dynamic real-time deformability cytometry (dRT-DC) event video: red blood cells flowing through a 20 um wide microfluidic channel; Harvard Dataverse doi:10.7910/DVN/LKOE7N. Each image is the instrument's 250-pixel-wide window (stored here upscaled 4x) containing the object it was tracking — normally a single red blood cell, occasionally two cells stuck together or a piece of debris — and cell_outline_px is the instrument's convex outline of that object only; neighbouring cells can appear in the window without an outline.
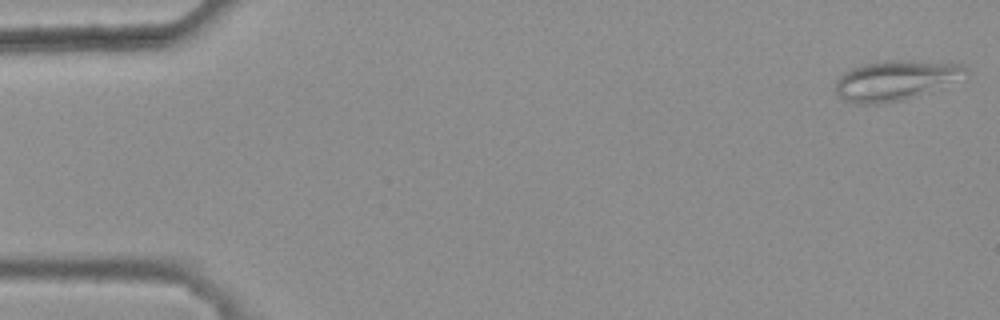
{"species": "common noctule bat (a hibernating species)", "species_latin": "Nyctalus noctula", "temperature_condition": "warm", "stored_images_in_passage": 35, "camera_frame_rate_fps": 3000, "um_per_image_px": 0.085, "animal": {"sex": "female", "body_mass_g": 25.1}, "frame": {"image": 1, "passage_image": 1, "time_ms": 0.0, "image_size_px": [1000, 320], "cell_outline_px": [[968, 76], [916, 96], [904, 100], [888, 104], [856, 104], [844, 100], [836, 92], [836, 80], [844, 72], [852, 68], [876, 60], [912, 60], [964, 64], [968, 68]], "centroid_in_image_um": [76.13, 6.82], "position_along_channel_um": 8.9, "area_um2": 30.69}}
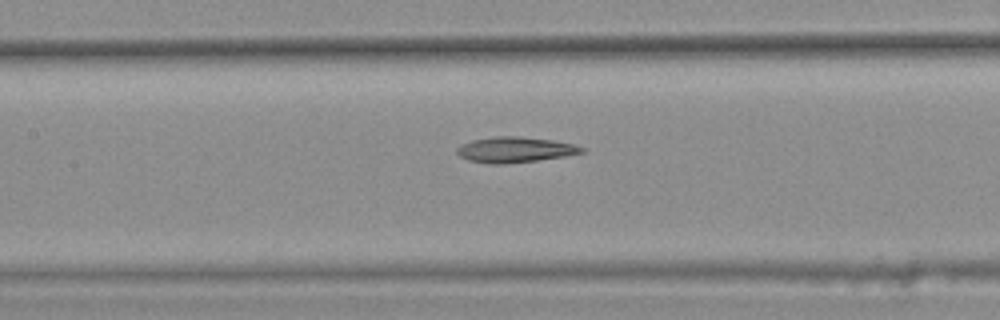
{"frame": {"image": 2, "passage_image": 24, "time_ms": 7.667, "image_size_px": [1000, 320], "cell_outline_px": [[584, 152], [564, 156], [536, 160], [500, 164], [488, 164], [468, 160], [460, 156], [456, 152], [456, 148], [460, 144], [472, 140], [492, 136], [520, 136], [552, 140], [572, 144], [584, 148]], "centroid_in_image_um": [43.7, 12.71], "position_along_channel_um": 163.7, "area_um2": 18.5}}
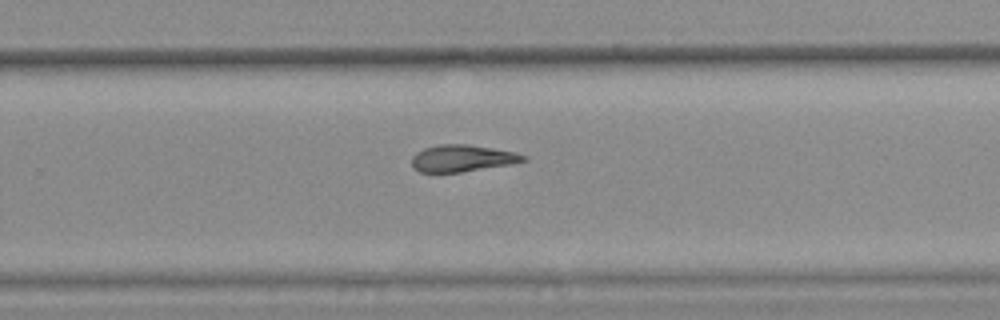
{"frame": {"image": 3, "passage_image": 34, "time_ms": 11.0, "image_size_px": [1000, 320], "cell_outline_px": [[528, 160], [508, 164], [460, 172], [420, 172], [412, 168], [412, 156], [416, 152], [424, 148], [440, 144], [468, 144], [492, 148], [512, 152], [524, 156]], "centroid_in_image_um": [39.21, 13.45], "position_along_channel_um": 290.6, "area_um2": 17.17}}